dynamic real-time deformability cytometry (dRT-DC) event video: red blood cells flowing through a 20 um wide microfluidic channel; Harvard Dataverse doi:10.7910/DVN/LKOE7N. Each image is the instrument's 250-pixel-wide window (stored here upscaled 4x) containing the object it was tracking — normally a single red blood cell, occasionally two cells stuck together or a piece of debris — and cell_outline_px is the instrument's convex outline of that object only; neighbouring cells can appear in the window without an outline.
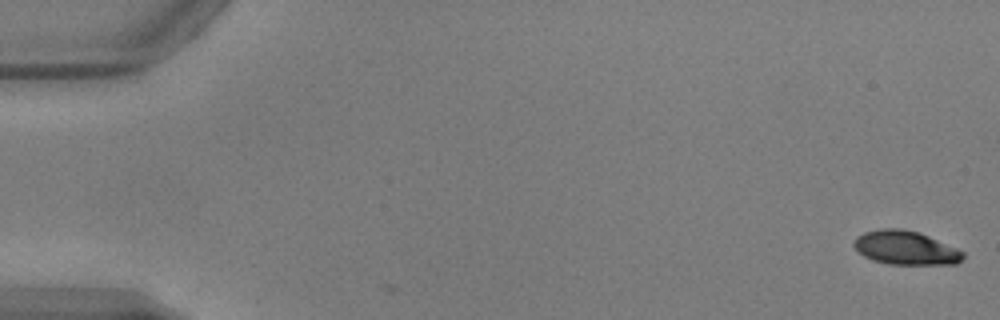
{"species": "common noctule bat (a hibernating species)", "species_latin": "Nyctalus noctula", "temperature_condition": "warm", "stored_images_in_passage": 3, "camera_frame_rate_fps": 3000, "um_per_image_px": 0.085, "animal": {"sex": "male", "body_mass_g": 17.9, "forearm_length_mm": 54.2}, "frame": {"image": 1, "passage_image": 1, "time_ms": 0.0, "image_size_px": [1000, 320], "cell_outline_px": [[964, 256], [956, 264], [888, 264], [872, 260], [856, 252], [852, 244], [856, 236], [864, 232], [880, 228], [900, 228], [920, 232], [956, 248], [964, 252]], "centroid_in_image_um": [76.91, 21.05], "position_along_channel_um": 8.1, "area_um2": 21.68}}